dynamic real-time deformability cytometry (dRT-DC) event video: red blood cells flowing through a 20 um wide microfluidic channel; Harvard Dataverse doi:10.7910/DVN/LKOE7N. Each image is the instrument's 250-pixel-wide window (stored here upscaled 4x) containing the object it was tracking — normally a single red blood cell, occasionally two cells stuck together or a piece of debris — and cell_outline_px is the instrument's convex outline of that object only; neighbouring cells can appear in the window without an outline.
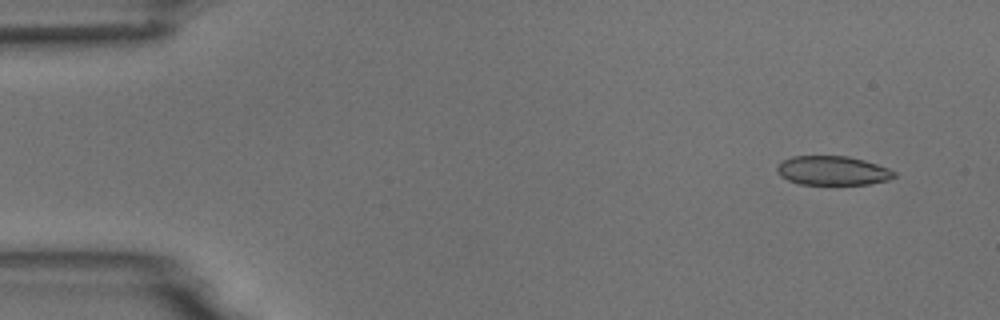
{"species": "common noctule bat (a hibernating species)", "species_latin": "Nyctalus noctula", "temperature_condition": "room temperature", "stored_images_in_passage": 4, "camera_frame_rate_fps": 3000, "um_per_image_px": 0.085, "animal": {"sex": "male", "body_mass_g": 18.8}, "frame": {"image": 1, "passage_image": 1, "time_ms": 0.0, "image_size_px": [1000, 320], "cell_outline_px": [[896, 176], [888, 180], [868, 184], [800, 184], [788, 180], [780, 176], [776, 172], [776, 168], [784, 160], [792, 156], [848, 156], [864, 160], [888, 168], [896, 172]], "centroid_in_image_um": [70.77, 14.5], "position_along_channel_um": 14.2, "area_um2": 19.83}}
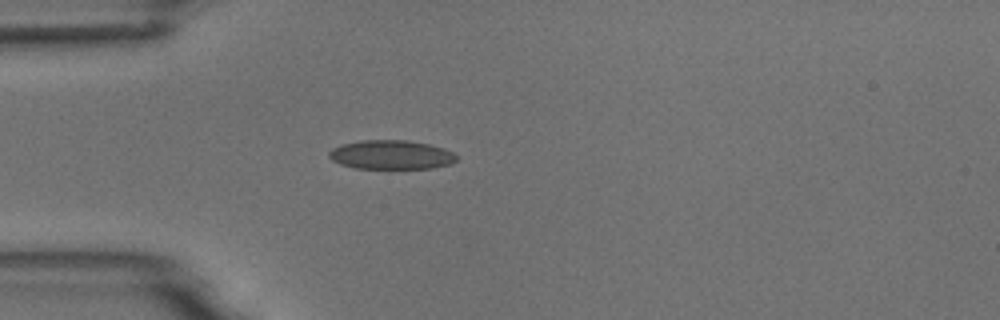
{"frame": {"image": 2, "passage_image": 4, "time_ms": 3.667, "image_size_px": [1000, 320], "cell_outline_px": [[456, 160], [452, 164], [432, 168], [356, 168], [340, 164], [332, 160], [328, 156], [328, 152], [332, 148], [340, 144], [360, 140], [408, 140], [428, 144], [444, 148], [452, 152], [456, 156]], "centroid_in_image_um": [33.22, 13.15], "position_along_channel_um": 51.8, "area_um2": 21.68}}